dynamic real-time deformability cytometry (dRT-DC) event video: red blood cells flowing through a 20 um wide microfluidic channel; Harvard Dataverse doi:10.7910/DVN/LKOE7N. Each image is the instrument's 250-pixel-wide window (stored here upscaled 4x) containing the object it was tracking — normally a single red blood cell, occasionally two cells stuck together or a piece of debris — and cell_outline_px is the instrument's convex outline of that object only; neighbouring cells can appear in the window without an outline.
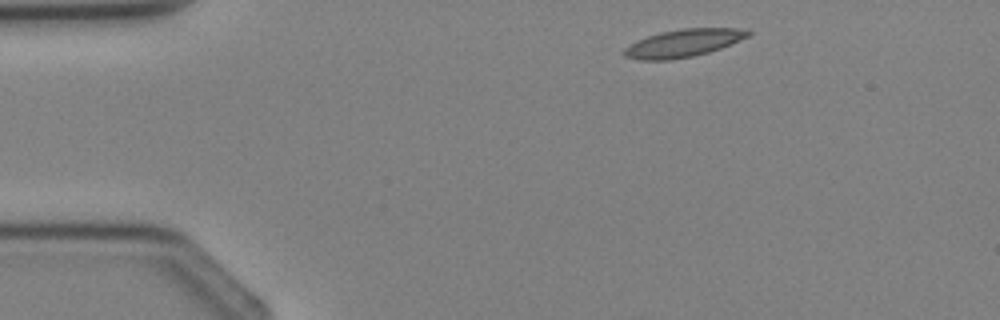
{"species": "Egyptian fruit bat (a non-hibernating species)", "species_latin": "Rousettus aegyptiacus", "temperature_condition": "cold", "stored_images_in_passage": 2, "camera_frame_rate_fps": 3000, "um_per_image_px": 0.085, "animal": {"sex": "female"}, "frame": {"image": 1, "passage_image": 1, "time_ms": 0.0, "image_size_px": [1000, 320], "cell_outline_px": [[752, 32], [748, 36], [720, 48], [708, 52], [692, 56], [668, 60], [640, 60], [624, 56], [620, 52], [624, 48], [636, 40], [660, 32], [680, 28], [736, 28]], "centroid_in_image_um": [58.0, 3.66], "position_along_channel_um": 27.0, "area_um2": 19.88}}